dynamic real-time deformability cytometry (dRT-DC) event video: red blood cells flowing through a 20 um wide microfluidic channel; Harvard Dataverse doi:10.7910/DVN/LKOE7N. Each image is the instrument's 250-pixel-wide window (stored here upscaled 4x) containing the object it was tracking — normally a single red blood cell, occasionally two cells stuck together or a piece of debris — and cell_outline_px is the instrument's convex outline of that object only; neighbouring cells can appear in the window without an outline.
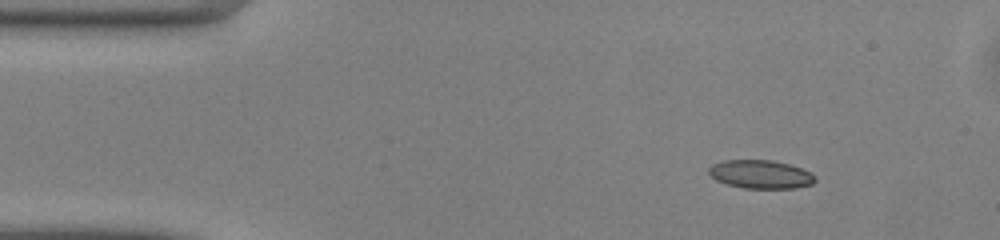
{"species": "common noctule bat (a hibernating species)", "species_latin": "Nyctalus noctula", "temperature_condition": "warm", "stored_images_in_passage": 44, "camera_frame_rate_fps": 3000, "um_per_image_px": 0.085, "animal": {"sex": "male", "body_mass_g": 13.0, "forearm_length_mm": 53.1}, "frame": {"image": 1, "passage_image": 1, "time_ms": 0.0, "image_size_px": [1000, 240], "cell_outline_px": [[816, 180], [812, 184], [796, 188], [744, 188], [728, 184], [716, 180], [708, 172], [708, 168], [712, 164], [724, 160], [772, 160], [788, 164], [812, 172], [816, 176]], "centroid_in_image_um": [64.67, 14.81], "position_along_channel_um": 20.3, "area_um2": 17.63}}
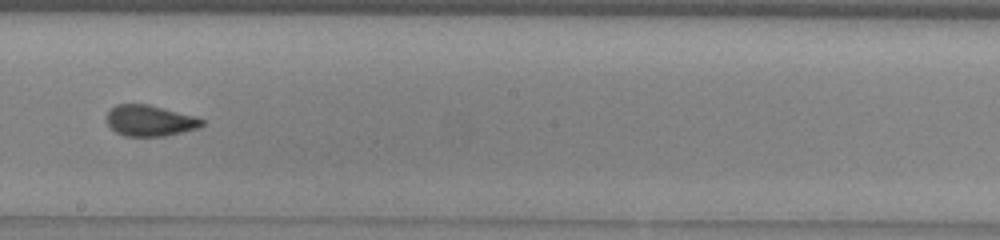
{"frame": {"image": 2, "passage_image": 22, "time_ms": 7.0, "image_size_px": [1000, 240], "cell_outline_px": [[204, 124], [200, 128], [164, 136], [124, 136], [116, 132], [108, 124], [108, 112], [116, 104], [148, 104], [196, 116], [204, 120]], "centroid_in_image_um": [12.78, 10.26], "position_along_channel_um": 235.4, "area_um2": 17.17}}
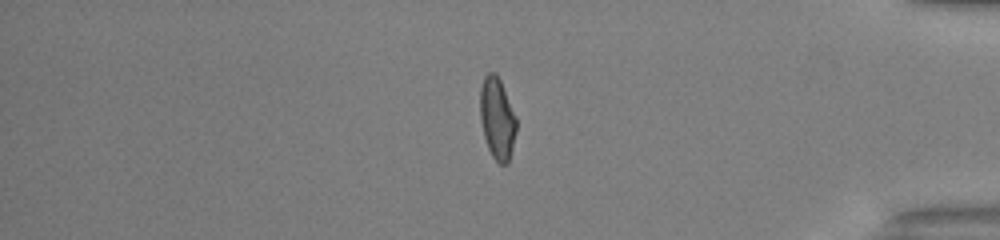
{"frame": {"image": 3, "passage_image": 36, "time_ms": 11.667, "image_size_px": [1000, 240], "cell_outline_px": [[516, 132], [508, 164], [500, 164], [492, 156], [488, 148], [484, 136], [480, 120], [480, 88], [484, 76], [488, 72], [496, 72], [500, 80], [516, 116]], "centroid_in_image_um": [42.25, 10.05], "position_along_channel_um": 392.9, "area_um2": 17.28}, "authors_computed_cell_mechanics": {"area_um2": 17.629, "velocity_mm_per_s": 4.1152, "shape_relaxation_time_tau1_ms": 9.0042, "shape_relaxation_time_tau2_ms": 1.177, "deformation_change_tau1": 0.189, "deformation_change_tau2": 0.0746}}